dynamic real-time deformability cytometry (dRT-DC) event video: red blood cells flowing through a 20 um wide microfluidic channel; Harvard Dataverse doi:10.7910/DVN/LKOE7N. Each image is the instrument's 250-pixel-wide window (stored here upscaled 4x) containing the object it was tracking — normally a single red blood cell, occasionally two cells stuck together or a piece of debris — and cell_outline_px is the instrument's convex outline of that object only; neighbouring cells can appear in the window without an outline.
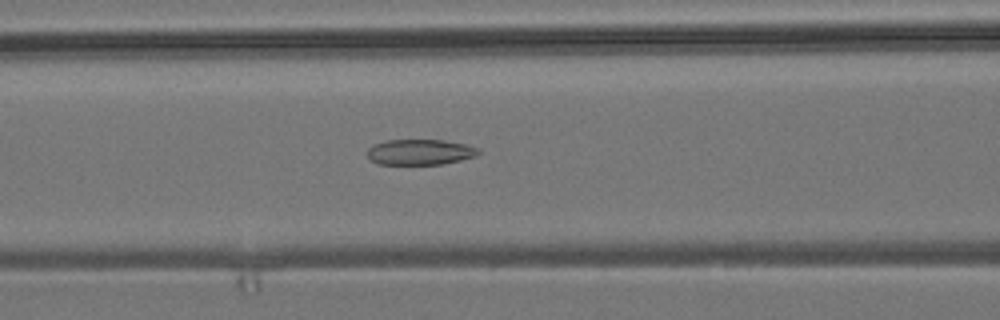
{"species": "common noctule bat (a hibernating species)", "species_latin": "Nyctalus noctula", "temperature_condition": "room temperature", "stored_images_in_passage": 52, "camera_frame_rate_fps": 3000, "um_per_image_px": 0.085, "animal": {"sex": "male", "body_mass_g": 19.2, "forearm_length_mm": 51.8}, "frame": {"image": 1, "passage_image": 21, "time_ms": 6.667, "image_size_px": [1000, 320], "cell_outline_px": [[480, 152], [476, 156], [460, 160], [440, 164], [380, 164], [372, 160], [368, 156], [368, 148], [384, 140], [444, 140], [468, 144], [480, 148]], "centroid_in_image_um": [35.75, 12.91], "position_along_channel_um": 130.8, "area_um2": 16.53}}
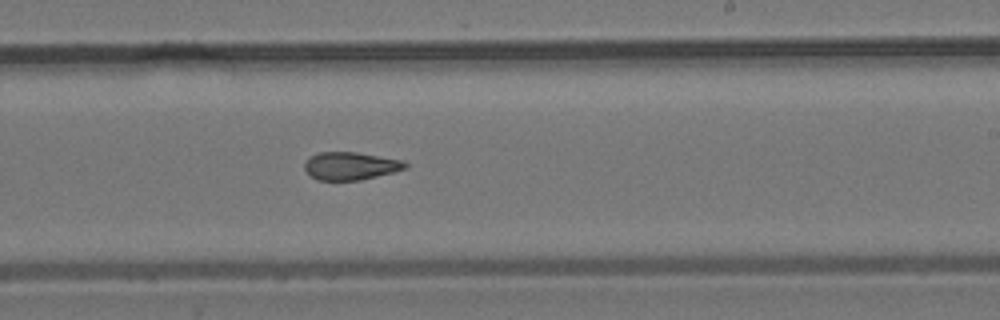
{"frame": {"image": 2, "passage_image": 31, "time_ms": 10.0, "image_size_px": [1000, 320], "cell_outline_px": [[408, 168], [360, 180], [316, 180], [304, 168], [304, 164], [308, 156], [320, 152], [356, 152], [404, 160], [408, 164]], "centroid_in_image_um": [29.79, 14.09], "position_along_channel_um": 259.2, "area_um2": 16.36}}
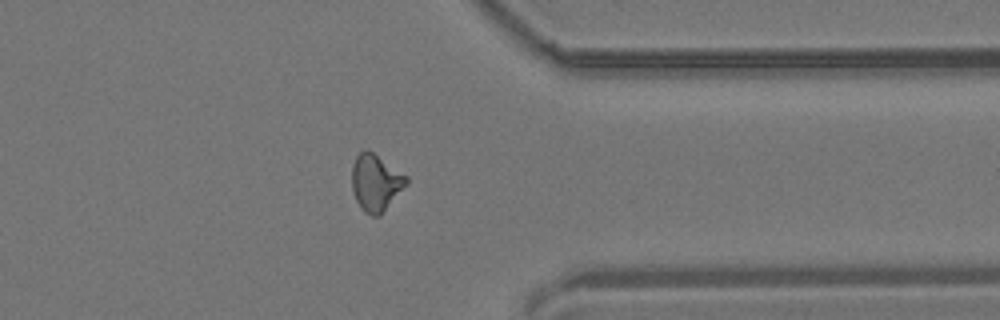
{"frame": {"image": 3, "passage_image": 41, "time_ms": 13.333, "image_size_px": [1000, 320], "cell_outline_px": [[408, 184], [380, 216], [372, 216], [364, 212], [360, 208], [352, 192], [352, 168], [356, 156], [364, 148], [368, 148], [408, 176]], "centroid_in_image_um": [31.95, 15.51], "position_along_channel_um": 379.5, "area_um2": 18.38}, "authors_computed_cell_mechanics": {"area_um2": 17.4556, "velocity_mm_per_s": 3.8671, "shape_relaxation_time_tau1_ms": null, "shape_relaxation_time_tau2_ms": 3.985, "deformation_change_tau1": null, "deformation_change_tau2": 0.1145}}